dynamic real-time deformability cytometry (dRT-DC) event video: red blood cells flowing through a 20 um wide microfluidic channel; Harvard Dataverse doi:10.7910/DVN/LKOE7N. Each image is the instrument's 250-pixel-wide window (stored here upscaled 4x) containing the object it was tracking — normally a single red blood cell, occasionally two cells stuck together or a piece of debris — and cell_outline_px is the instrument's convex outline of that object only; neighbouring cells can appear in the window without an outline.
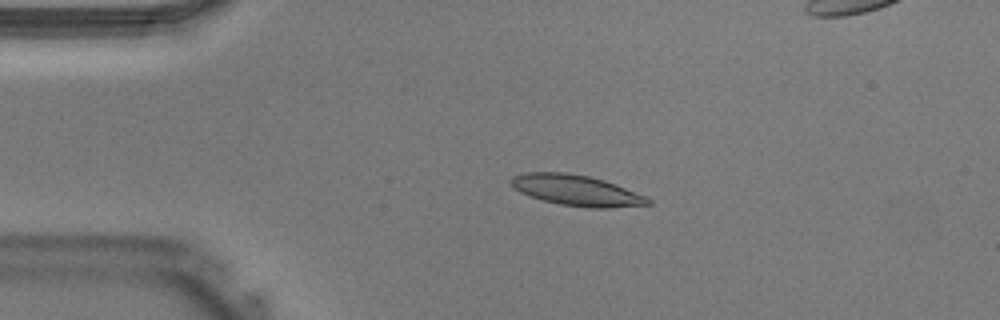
{"species": "Egyptian fruit bat (a non-hibernating species)", "species_latin": "Rousettus aegyptiacus", "temperature_condition": "warm", "stored_images_in_passage": 36, "camera_frame_rate_fps": 3000, "um_per_image_px": 0.085, "animal": {"sex": "male"}, "frame": {"image": 1, "passage_image": 3, "time_ms": 0.667, "image_size_px": [1000, 320], "cell_outline_px": [[652, 204], [608, 208], [588, 208], [560, 204], [528, 196], [512, 188], [508, 180], [512, 176], [524, 172], [568, 172], [588, 176], [604, 180], [616, 184], [648, 196], [652, 200]], "centroid_in_image_um": [48.99, 16.17], "position_along_channel_um": 36.0, "area_um2": 24.91}}
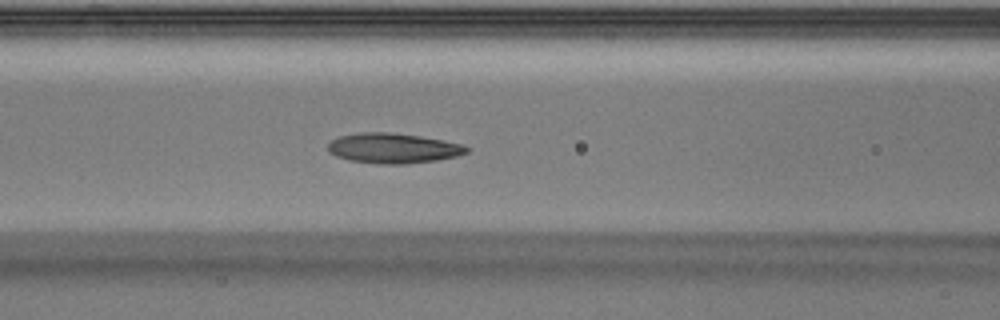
{"frame": {"image": 2, "passage_image": 11, "time_ms": 3.333, "image_size_px": [1000, 320], "cell_outline_px": [[468, 152], [456, 156], [436, 160], [404, 164], [384, 164], [348, 160], [336, 156], [328, 152], [328, 144], [332, 140], [340, 136], [360, 132], [392, 132], [420, 136], [460, 144], [468, 148]], "centroid_in_image_um": [33.37, 12.59], "position_along_channel_um": 133.2, "area_um2": 24.1}}
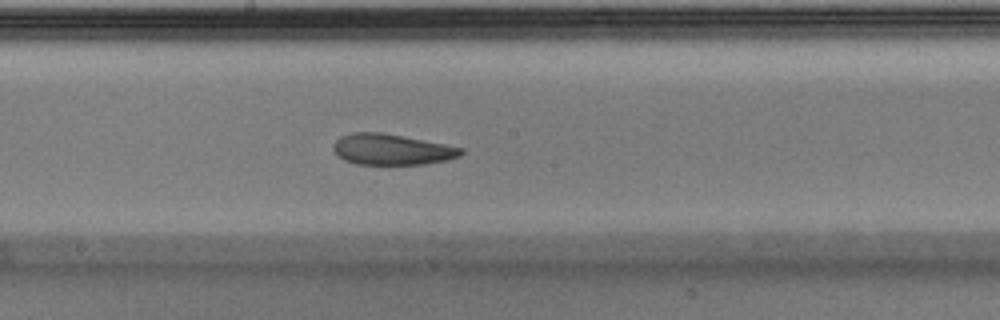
{"frame": {"image": 3, "passage_image": 16, "time_ms": 5.0, "image_size_px": [1000, 320], "cell_outline_px": [[464, 152], [460, 156], [448, 160], [424, 164], [356, 164], [344, 160], [332, 148], [336, 140], [340, 136], [352, 132], [380, 132], [404, 136], [464, 148]], "centroid_in_image_um": [33.31, 12.7], "position_along_channel_um": 214.9, "area_um2": 22.95}}